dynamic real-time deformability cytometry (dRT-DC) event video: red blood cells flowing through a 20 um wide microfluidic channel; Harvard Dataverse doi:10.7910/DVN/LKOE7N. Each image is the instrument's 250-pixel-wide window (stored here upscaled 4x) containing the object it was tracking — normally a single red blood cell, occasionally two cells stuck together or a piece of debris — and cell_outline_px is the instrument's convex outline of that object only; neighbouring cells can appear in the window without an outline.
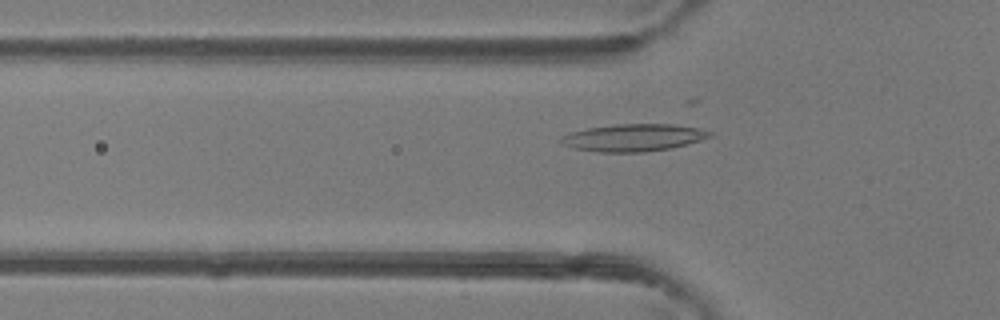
{"species": "common noctule bat (a hibernating species)", "species_latin": "Nyctalus noctula", "temperature_condition": "room temperature", "stored_images_in_passage": 47, "camera_frame_rate_fps": 3000, "um_per_image_px": 0.085, "animal": {"sex": "female"}, "frame": {"image": 1, "passage_image": 15, "time_ms": 4.667, "image_size_px": [1000, 320], "cell_outline_px": [[716, 136], [688, 144], [672, 148], [644, 152], [600, 152], [572, 148], [560, 144], [560, 140], [564, 136], [572, 132], [588, 128], [616, 124], [672, 124], [700, 128], [712, 132]], "centroid_in_image_um": [53.91, 11.7], "position_along_channel_um": 71.9, "area_um2": 23.81}}
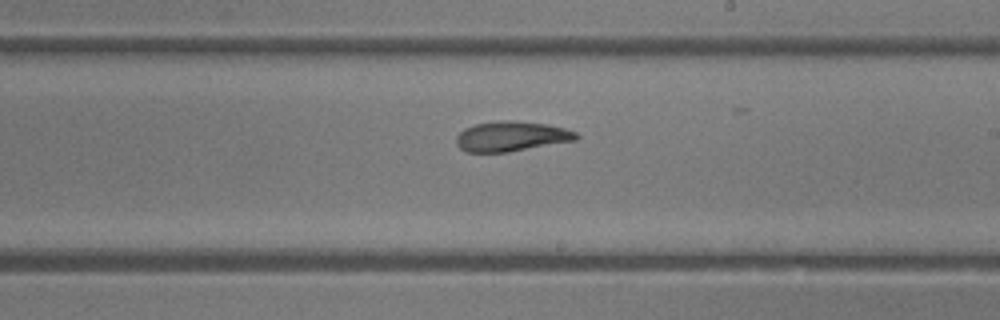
{"frame": {"image": 2, "passage_image": 27, "time_ms": 8.667, "image_size_px": [1000, 320], "cell_outline_px": [[580, 136], [576, 140], [508, 152], [464, 152], [456, 144], [456, 136], [464, 128], [476, 124], [504, 120], [512, 120], [548, 124], [564, 128], [576, 132]], "centroid_in_image_um": [43.46, 11.59], "position_along_channel_um": 245.5, "area_um2": 20.98}}
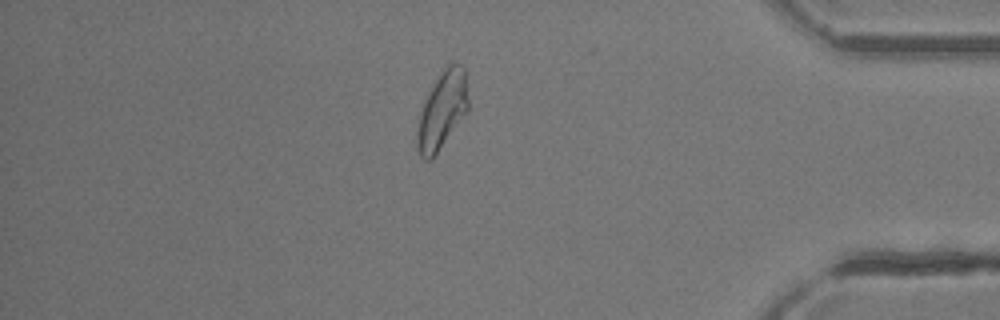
{"frame": {"image": 3, "passage_image": 40, "time_ms": 13.0, "image_size_px": [1000, 320], "cell_outline_px": [[468, 108], [432, 160], [424, 160], [420, 156], [416, 148], [416, 136], [420, 112], [428, 92], [440, 72], [448, 64], [460, 64], [464, 68], [468, 100]], "centroid_in_image_um": [37.54, 9.39], "position_along_channel_um": 397.7, "area_um2": 22.66}, "authors_computed_cell_mechanics": {"area_um2": 22.3686, "velocity_mm_per_s": 4.3231, "shape_relaxation_time_tau1_ms": null, "shape_relaxation_time_tau2_ms": 1.6892, "deformation_change_tau1": null, "deformation_change_tau2": 0.0864}}